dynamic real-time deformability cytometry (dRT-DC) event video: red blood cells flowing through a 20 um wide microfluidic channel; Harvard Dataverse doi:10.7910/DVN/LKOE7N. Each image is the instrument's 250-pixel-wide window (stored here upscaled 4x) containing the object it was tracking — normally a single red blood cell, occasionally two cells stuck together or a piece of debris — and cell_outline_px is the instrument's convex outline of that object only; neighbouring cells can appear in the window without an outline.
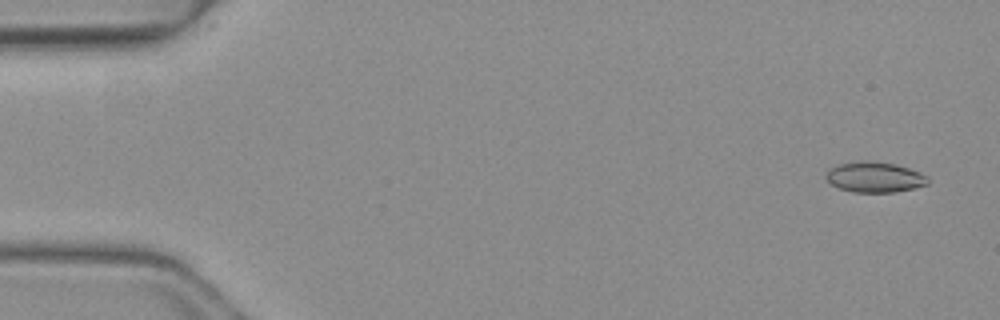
{"species": "common noctule bat (a hibernating species)", "species_latin": "Nyctalus noctula", "temperature_condition": "warm", "stored_images_in_passage": 50, "camera_frame_rate_fps": 3000, "um_per_image_px": 0.085, "animal": {"sex": "female", "body_mass_g": 19.3, "forearm_length_mm": 54.1}, "frame": {"image": 1, "passage_image": 3, "time_ms": 0.667, "image_size_px": [1000, 320], "cell_outline_px": [[928, 184], [896, 192], [852, 192], [840, 188], [832, 184], [824, 176], [828, 168], [840, 164], [860, 160], [876, 160], [896, 164], [920, 172], [928, 176]], "centroid_in_image_um": [74.33, 15.03], "position_along_channel_um": 10.7, "area_um2": 18.26}}
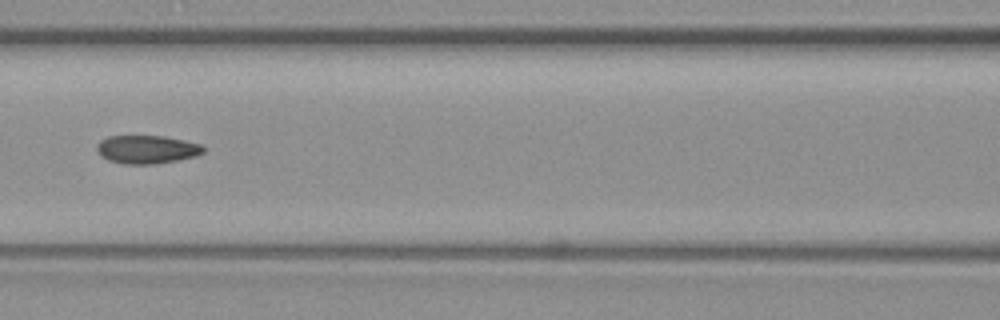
{"frame": {"image": 2, "passage_image": 23, "time_ms": 7.333, "image_size_px": [1000, 320], "cell_outline_px": [[204, 152], [196, 156], [156, 164], [124, 164], [108, 160], [100, 156], [96, 152], [96, 144], [100, 140], [108, 136], [164, 136], [204, 144]], "centroid_in_image_um": [12.47, 12.7], "position_along_channel_um": 154.1, "area_um2": 17.8}}
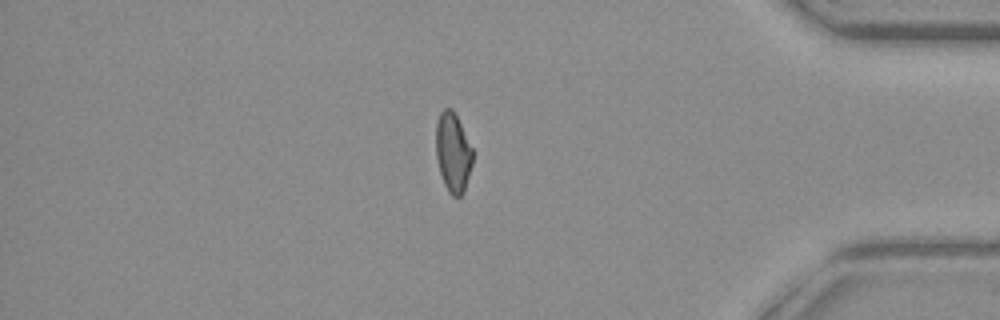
{"frame": {"image": 3, "passage_image": 43, "time_ms": 14.0, "image_size_px": [1000, 320], "cell_outline_px": [[472, 164], [464, 192], [460, 196], [452, 196], [448, 192], [444, 184], [440, 172], [436, 156], [436, 124], [440, 112], [444, 108], [452, 108], [472, 148]], "centroid_in_image_um": [38.49, 12.97], "position_along_channel_um": 396.7, "area_um2": 16.82}, "authors_computed_cell_mechanics": {"area_um2": 17.8602, "velocity_mm_per_s": 4.1479, "shape_relaxation_time_tau1_ms": null, "shape_relaxation_time_tau2_ms": 2.7561, "deformation_change_tau1": null, "deformation_change_tau2": 0.0709}}